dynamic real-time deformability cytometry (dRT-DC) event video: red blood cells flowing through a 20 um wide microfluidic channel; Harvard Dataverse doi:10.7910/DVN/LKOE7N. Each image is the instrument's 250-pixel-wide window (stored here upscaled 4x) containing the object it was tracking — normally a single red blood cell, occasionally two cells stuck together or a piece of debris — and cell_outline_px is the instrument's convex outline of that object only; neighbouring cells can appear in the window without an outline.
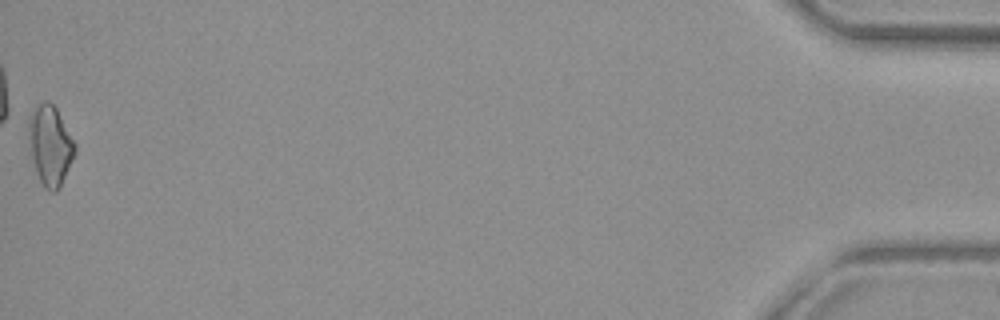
{"species": "common noctule bat (a hibernating species)", "species_latin": "Nyctalus noctula", "temperature_condition": "warm", "stored_images_in_passage": 53, "camera_frame_rate_fps": 3000, "um_per_image_px": 0.085, "animal": {"sex": "female", "body_mass_g": 29.2, "forearm_length_mm": 56.3}, "frame": {"image": 1, "passage_image": 53, "time_ms": 17.333, "image_size_px": [1000, 320], "cell_outline_px": [[76, 152], [60, 188], [56, 192], [48, 192], [44, 188], [36, 172], [32, 156], [28, 124], [32, 112], [44, 100], [48, 100], [56, 108], [76, 144]], "centroid_in_image_um": [4.3, 12.4], "position_along_channel_um": 430.9, "area_um2": 21.21}, "authors_computed_cell_mechanics": {"area_um2": 19.7676, "velocity_mm_per_s": 3.7519, "shape_relaxation_time_tau1_ms": null, "shape_relaxation_time_tau2_ms": 3.9368, "deformation_change_tau1": null, "deformation_change_tau2": 0.117}}